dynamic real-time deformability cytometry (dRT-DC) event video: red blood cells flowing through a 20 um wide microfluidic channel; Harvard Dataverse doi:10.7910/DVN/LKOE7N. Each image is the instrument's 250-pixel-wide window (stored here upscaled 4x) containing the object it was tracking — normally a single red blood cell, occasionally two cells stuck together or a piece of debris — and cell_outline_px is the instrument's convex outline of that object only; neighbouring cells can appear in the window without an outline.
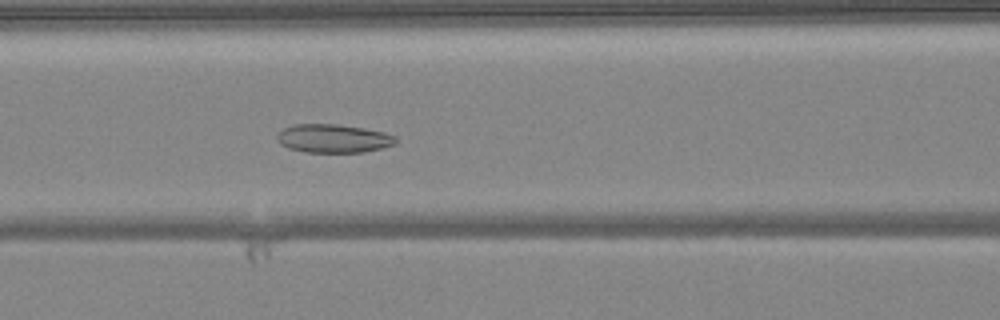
{"species": "common noctule bat (a hibernating species)", "species_latin": "Nyctalus noctula", "temperature_condition": "warm", "stored_images_in_passage": 51, "camera_frame_rate_fps": 3000, "um_per_image_px": 0.085, "animal": {"sex": "female", "body_mass_g": 24.6, "forearm_length_mm": 56.2}, "frame": {"image": 1, "passage_image": 22, "time_ms": 7.0, "image_size_px": [1000, 320], "cell_outline_px": [[396, 144], [364, 152], [304, 152], [288, 148], [280, 144], [276, 140], [276, 136], [284, 128], [292, 124], [336, 124], [364, 128], [384, 132], [396, 136]], "centroid_in_image_um": [28.31, 11.77], "position_along_channel_um": 138.3, "area_um2": 19.77}}
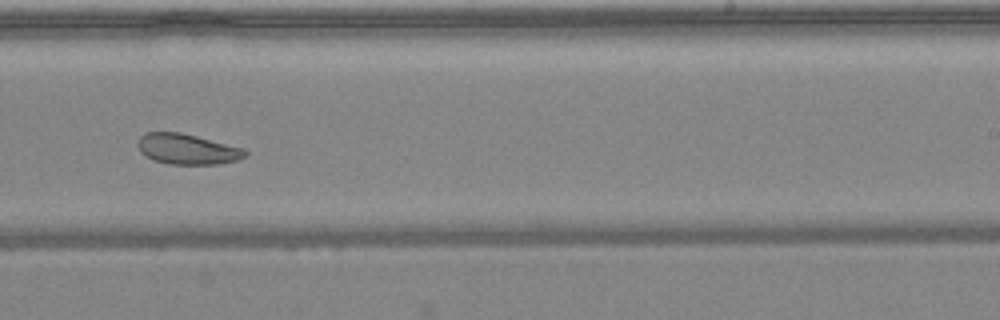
{"frame": {"image": 2, "passage_image": 32, "time_ms": 10.333, "image_size_px": [1000, 320], "cell_outline_px": [[248, 156], [240, 160], [216, 164], [168, 164], [152, 160], [144, 156], [140, 152], [136, 144], [140, 136], [144, 132], [180, 132], [244, 148], [248, 152]], "centroid_in_image_um": [15.9, 12.68], "position_along_channel_um": 273.1, "area_um2": 19.36}}
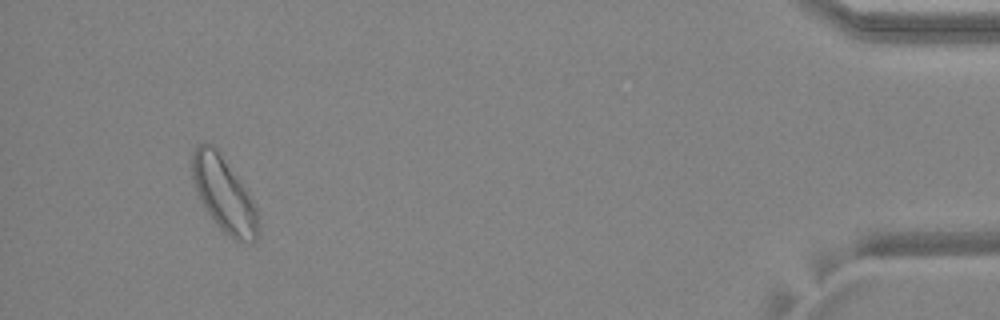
{"frame": {"image": 3, "passage_image": 48, "time_ms": 15.667, "image_size_px": [1000, 320], "cell_outline_px": [[260, 224], [256, 240], [252, 244], [244, 244], [236, 240], [224, 232], [220, 228], [208, 212], [200, 200], [192, 176], [192, 152], [196, 144], [212, 144], [244, 188], [252, 200], [256, 208]], "centroid_in_image_um": [19.04, 16.59], "position_along_channel_um": 416.2, "area_um2": 28.09}, "authors_computed_cell_mechanics": {"area_um2": 24.565, "velocity_mm_per_s": 4.0533, "shape_relaxation_time_tau1_ms": null, "shape_relaxation_time_tau2_ms": 3.7283, "deformation_change_tau1": null, "deformation_change_tau2": 0.1056}}